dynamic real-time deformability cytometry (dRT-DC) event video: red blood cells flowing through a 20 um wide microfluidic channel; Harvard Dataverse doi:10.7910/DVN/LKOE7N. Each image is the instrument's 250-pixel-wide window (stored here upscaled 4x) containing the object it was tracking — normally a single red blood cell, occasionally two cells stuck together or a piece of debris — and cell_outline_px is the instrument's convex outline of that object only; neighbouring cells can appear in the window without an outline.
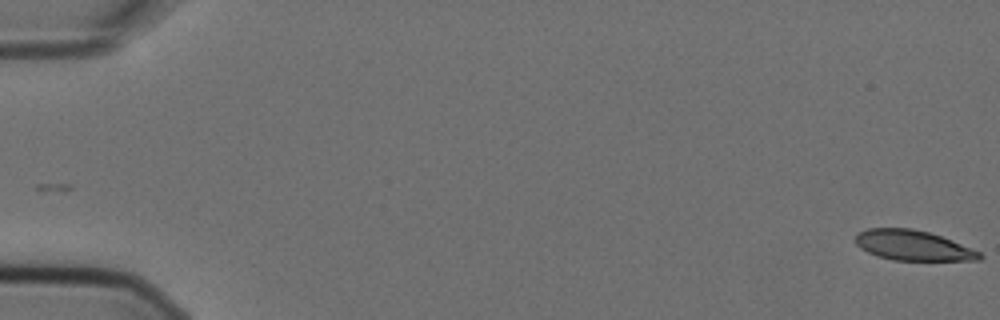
{"species": "Egyptian fruit bat (a non-hibernating species)", "species_latin": "Rousettus aegyptiacus", "temperature_condition": "cold", "stored_images_in_passage": 10, "camera_frame_rate_fps": 3000, "um_per_image_px": 0.085, "animal": {"sex": "female"}, "frame": {"image": 1, "passage_image": 1, "time_ms": 0.0, "image_size_px": [1000, 320], "cell_outline_px": [[984, 256], [980, 260], [892, 260], [876, 256], [860, 248], [856, 244], [856, 232], [868, 228], [912, 228], [928, 232], [952, 240], [980, 252]], "centroid_in_image_um": [77.57, 20.86], "position_along_channel_um": 7.4, "area_um2": 21.79}}
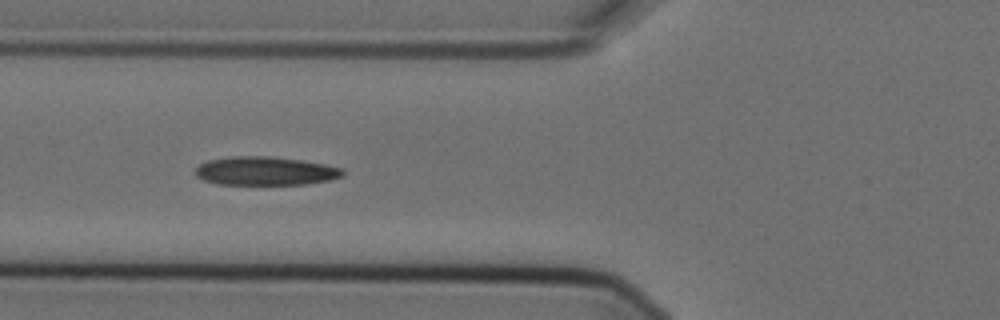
{"frame": {"image": 2, "passage_image": 7, "time_ms": 2.0, "image_size_px": [1000, 320], "cell_outline_px": [[344, 176], [328, 180], [304, 184], [216, 184], [204, 180], [196, 176], [192, 172], [200, 164], [208, 160], [228, 156], [268, 156], [300, 160], [324, 164], [340, 168], [344, 172]], "centroid_in_image_um": [22.49, 14.53], "position_along_channel_um": 103.3, "area_um2": 24.51}}
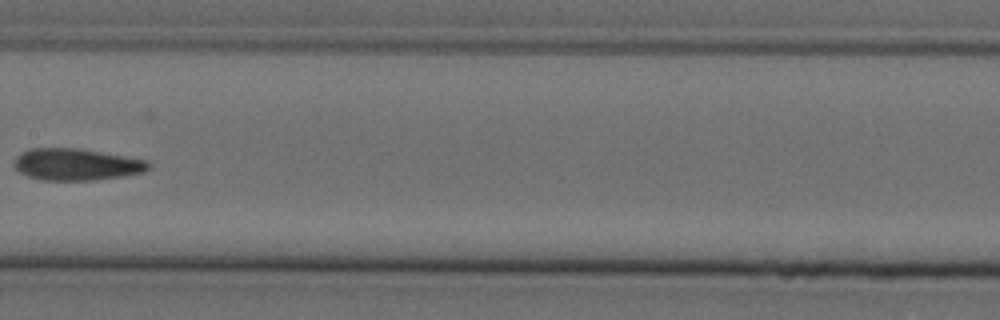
{"frame": {"image": 3, "passage_image": 9, "time_ms": 2.667, "image_size_px": [1000, 320], "cell_outline_px": [[152, 168], [144, 172], [120, 176], [92, 180], [44, 180], [28, 176], [12, 168], [12, 164], [16, 156], [20, 152], [32, 148], [76, 148], [148, 160], [152, 164]], "centroid_in_image_um": [6.47, 13.97], "position_along_channel_um": 200.9, "area_um2": 24.97}}